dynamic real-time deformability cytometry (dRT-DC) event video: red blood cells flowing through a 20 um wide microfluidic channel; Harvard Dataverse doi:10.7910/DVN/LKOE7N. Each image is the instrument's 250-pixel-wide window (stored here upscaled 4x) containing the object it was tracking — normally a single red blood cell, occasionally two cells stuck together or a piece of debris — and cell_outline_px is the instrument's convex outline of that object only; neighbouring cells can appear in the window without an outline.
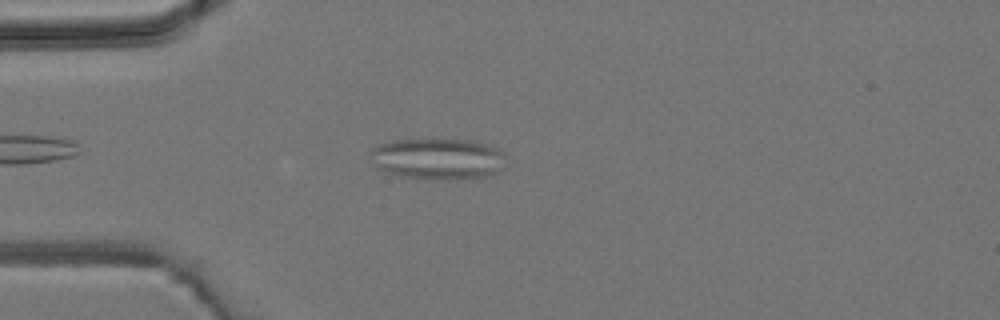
{"species": "common noctule bat (a hibernating species)", "species_latin": "Nyctalus noctula", "temperature_condition": "room temperature", "stored_images_in_passage": 3, "camera_frame_rate_fps": 3000, "um_per_image_px": 0.085, "animal": {"sex": "male", "body_mass_g": 19.2, "forearm_length_mm": 51.8}, "frame": {"image": 1, "passage_image": 2, "time_ms": 1.0, "image_size_px": [1000, 320], "cell_outline_px": [[504, 168], [492, 176], [408, 176], [388, 172], [380, 168], [368, 156], [368, 152], [372, 148], [380, 144], [396, 140], [420, 136], [432, 136], [472, 140], [492, 144], [504, 152]], "centroid_in_image_um": [37.25, 13.36], "position_along_channel_um": 47.8, "area_um2": 32.6}}